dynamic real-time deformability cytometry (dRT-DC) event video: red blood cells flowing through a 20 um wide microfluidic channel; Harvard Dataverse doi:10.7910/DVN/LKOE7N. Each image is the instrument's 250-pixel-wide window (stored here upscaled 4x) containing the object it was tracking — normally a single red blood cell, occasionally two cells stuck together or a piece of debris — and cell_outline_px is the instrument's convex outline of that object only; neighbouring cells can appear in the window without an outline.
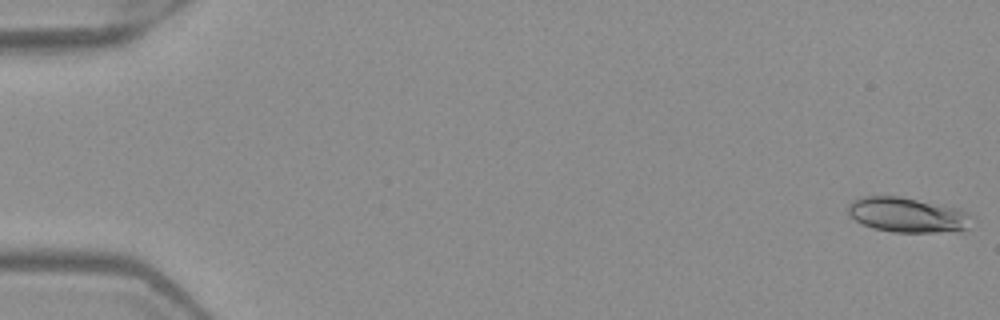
{"species": "Egyptian fruit bat (a non-hibernating species)", "species_latin": "Rousettus aegyptiacus", "temperature_condition": "warm", "stored_images_in_passage": 52, "camera_frame_rate_fps": 3000, "um_per_image_px": 0.085, "frame": {"image": 1, "passage_image": 1, "time_ms": 0.0, "image_size_px": [1000, 320], "cell_outline_px": [[976, 216], [968, 228], [960, 232], [892, 232], [872, 228], [848, 216], [848, 204], [852, 200], [860, 196], [900, 196], [944, 204], [960, 208]], "centroid_in_image_um": [77.21, 18.26], "position_along_channel_um": 7.8, "area_um2": 26.01}}
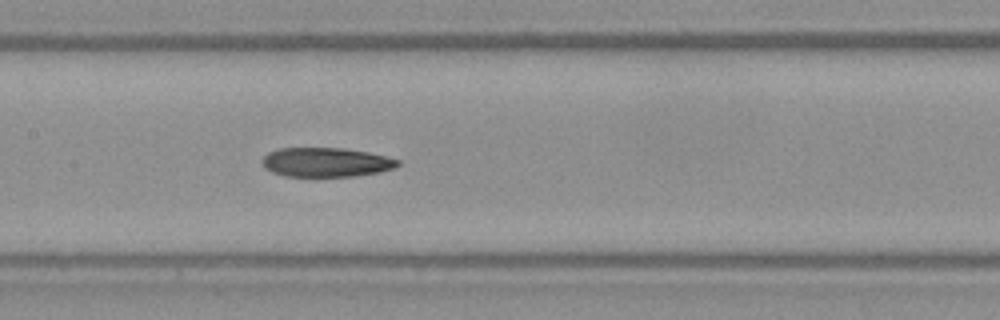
{"frame": {"image": 2, "passage_image": 26, "time_ms": 8.333, "image_size_px": [1000, 320], "cell_outline_px": [[400, 164], [392, 168], [380, 172], [356, 176], [284, 176], [272, 172], [264, 168], [260, 164], [260, 160], [268, 152], [280, 148], [344, 148], [368, 152], [400, 160]], "centroid_in_image_um": [27.66, 13.79], "position_along_channel_um": 179.7, "area_um2": 23.24}}
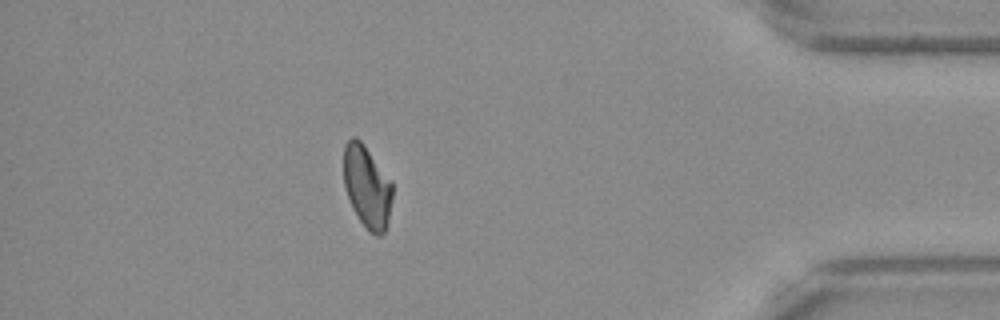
{"frame": {"image": 3, "passage_image": 46, "time_ms": 15.0, "image_size_px": [1000, 320], "cell_outline_px": [[392, 196], [388, 220], [384, 232], [380, 236], [376, 236], [368, 232], [352, 208], [344, 184], [344, 144], [352, 136], [356, 136], [364, 144], [392, 180]], "centroid_in_image_um": [31.2, 15.86], "position_along_channel_um": 404.0, "area_um2": 23.52}, "authors_computed_cell_mechanics": {"area_um2": 23.9003, "velocity_mm_per_s": 3.9785, "shape_relaxation_time_tau1_ms": null, "shape_relaxation_time_tau2_ms": 8.5672, "deformation_change_tau1": null, "deformation_change_tau2": 0.1816}}